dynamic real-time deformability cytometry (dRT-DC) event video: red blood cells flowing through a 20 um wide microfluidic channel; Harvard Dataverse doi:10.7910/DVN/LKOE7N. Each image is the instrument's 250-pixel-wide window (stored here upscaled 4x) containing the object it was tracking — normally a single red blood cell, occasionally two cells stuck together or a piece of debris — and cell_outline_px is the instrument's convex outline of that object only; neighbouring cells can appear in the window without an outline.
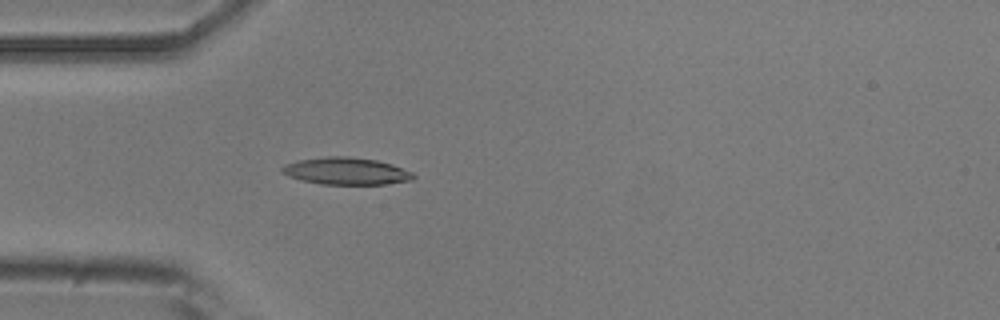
{"species": "common noctule bat (a hibernating species)", "species_latin": "Nyctalus noctula", "temperature_condition": "room temperature", "stored_images_in_passage": 4, "camera_frame_rate_fps": 3000, "um_per_image_px": 0.085, "animal": {"sex": "male", "body_mass_g": 20.5, "forearm_length_mm": 52.5}, "frame": {"image": 1, "passage_image": 4, "time_ms": 1.0, "image_size_px": [1000, 320], "cell_outline_px": [[416, 176], [412, 180], [384, 184], [320, 184], [300, 180], [288, 176], [280, 172], [280, 168], [284, 164], [300, 160], [328, 156], [348, 156], [376, 160], [392, 164], [412, 172]], "centroid_in_image_um": [29.4, 14.54], "position_along_channel_um": 55.6, "area_um2": 20.81}}